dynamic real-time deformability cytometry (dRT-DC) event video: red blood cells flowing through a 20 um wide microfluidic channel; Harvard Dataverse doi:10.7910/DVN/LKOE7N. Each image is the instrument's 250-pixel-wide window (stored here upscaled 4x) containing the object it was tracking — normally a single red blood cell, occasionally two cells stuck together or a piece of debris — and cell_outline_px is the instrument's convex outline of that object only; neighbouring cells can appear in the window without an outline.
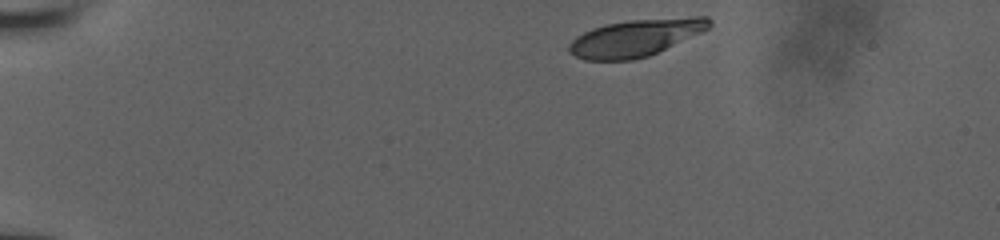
{"species": "human", "species_latin": "Homo sapiens", "temperature_condition": "room temperature", "stored_images_in_passage": 3, "camera_frame_rate_fps": 3000, "um_per_image_px": 0.085, "donor": {"sex": "male"}, "frame": {"image": 1, "passage_image": 1, "time_ms": 0.0, "image_size_px": [1000, 240], "cell_outline_px": [[712, 24], [708, 28], [700, 32], [648, 56], [632, 60], [584, 60], [568, 52], [568, 44], [576, 36], [592, 28], [604, 24], [628, 20], [696, 16], [708, 16], [712, 20]], "centroid_in_image_um": [53.99, 3.2], "position_along_channel_um": 31.0, "area_um2": 30.17}}